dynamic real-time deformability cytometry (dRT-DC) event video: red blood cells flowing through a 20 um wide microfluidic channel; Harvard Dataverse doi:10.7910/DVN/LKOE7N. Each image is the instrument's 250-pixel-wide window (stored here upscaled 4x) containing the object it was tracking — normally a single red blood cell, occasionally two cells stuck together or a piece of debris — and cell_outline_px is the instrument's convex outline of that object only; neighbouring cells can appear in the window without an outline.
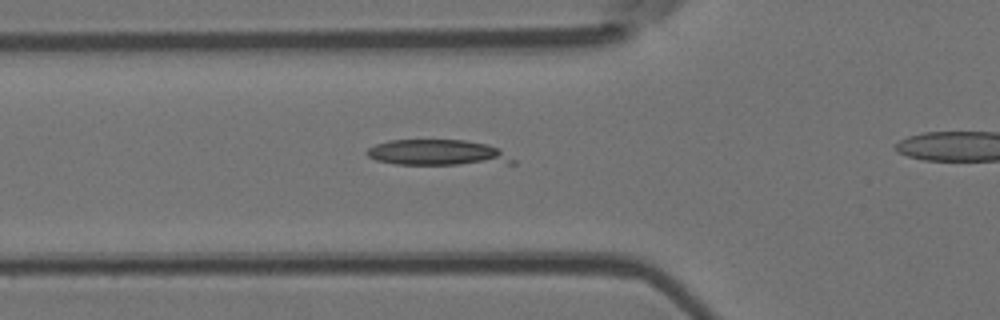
{"species": "Egyptian fruit bat (a non-hibernating species)", "species_latin": "Rousettus aegyptiacus", "temperature_condition": "room temperature", "stored_images_in_passage": 36, "camera_frame_rate_fps": 3000, "um_per_image_px": 0.085, "animal": {"sex": "female"}, "frame": {"image": 1, "passage_image": 11, "time_ms": 3.333, "image_size_px": [1000, 320], "cell_outline_px": [[516, 164], [396, 164], [376, 160], [368, 156], [364, 152], [368, 148], [376, 144], [388, 140], [464, 140], [488, 144], [500, 148], [516, 160]], "centroid_in_image_um": [37.26, 12.98], "position_along_channel_um": 88.5, "area_um2": 22.14}}
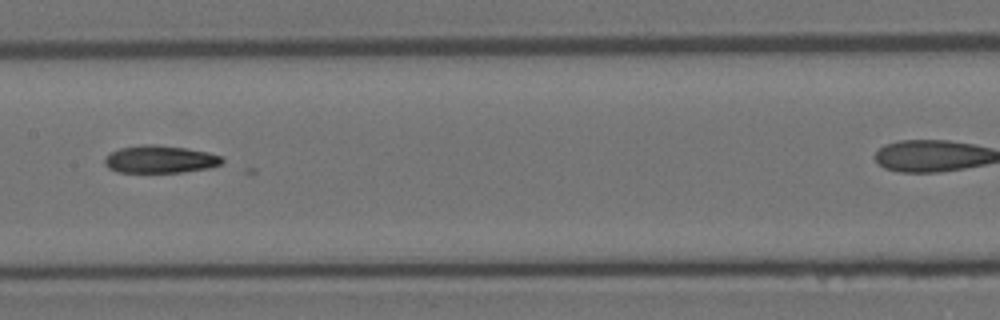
{"frame": {"image": 2, "passage_image": 19, "time_ms": 6.0, "image_size_px": [1000, 320], "cell_outline_px": [[224, 160], [220, 164], [208, 168], [180, 172], [116, 172], [108, 168], [104, 164], [104, 156], [120, 148], [140, 144], [156, 144], [184, 148], [208, 152], [220, 156]], "centroid_in_image_um": [13.55, 13.53], "position_along_channel_um": 193.9, "area_um2": 18.84}}
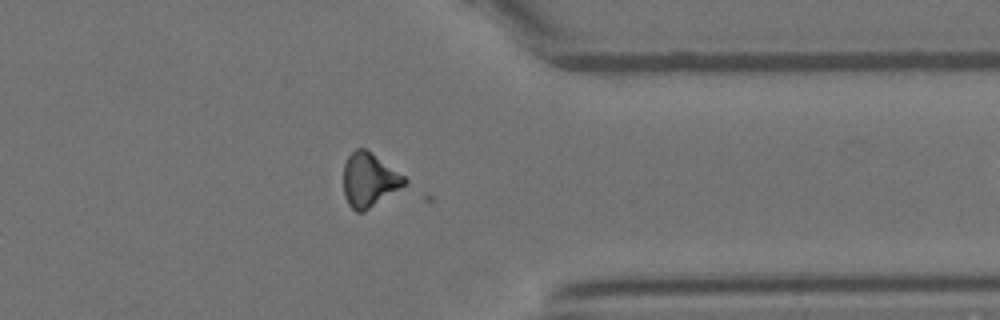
{"frame": {"image": 3, "passage_image": 34, "time_ms": 11.0, "image_size_px": [1000, 320], "cell_outline_px": [[408, 180], [400, 188], [364, 212], [356, 212], [348, 204], [344, 196], [344, 164], [348, 156], [356, 148], [364, 148], [404, 176]], "centroid_in_image_um": [31.35, 15.31], "position_along_channel_um": 380.1, "area_um2": 18.79}}